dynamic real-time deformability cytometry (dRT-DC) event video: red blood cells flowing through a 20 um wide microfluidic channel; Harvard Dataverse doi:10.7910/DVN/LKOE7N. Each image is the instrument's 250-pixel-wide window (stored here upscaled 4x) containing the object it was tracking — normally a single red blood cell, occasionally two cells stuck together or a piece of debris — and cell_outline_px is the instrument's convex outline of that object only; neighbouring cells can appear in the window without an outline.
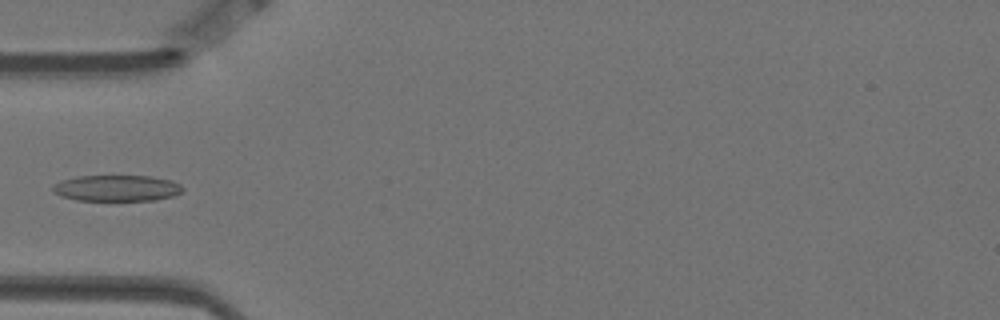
{"species": "Egyptian fruit bat (a non-hibernating species)", "species_latin": "Rousettus aegyptiacus", "temperature_condition": "warm", "stored_images_in_passage": 6, "camera_frame_rate_fps": 3000, "um_per_image_px": 0.085, "animal": {"sex": "female"}, "frame": {"image": 1, "passage_image": 6, "time_ms": 1.667, "image_size_px": [1000, 320], "cell_outline_px": [[184, 188], [180, 192], [172, 196], [156, 200], [76, 200], [60, 196], [52, 192], [52, 184], [60, 180], [76, 176], [152, 176], [172, 180], [180, 184]], "centroid_in_image_um": [9.88, 15.98], "position_along_channel_um": 75.1, "area_um2": 19.94}}